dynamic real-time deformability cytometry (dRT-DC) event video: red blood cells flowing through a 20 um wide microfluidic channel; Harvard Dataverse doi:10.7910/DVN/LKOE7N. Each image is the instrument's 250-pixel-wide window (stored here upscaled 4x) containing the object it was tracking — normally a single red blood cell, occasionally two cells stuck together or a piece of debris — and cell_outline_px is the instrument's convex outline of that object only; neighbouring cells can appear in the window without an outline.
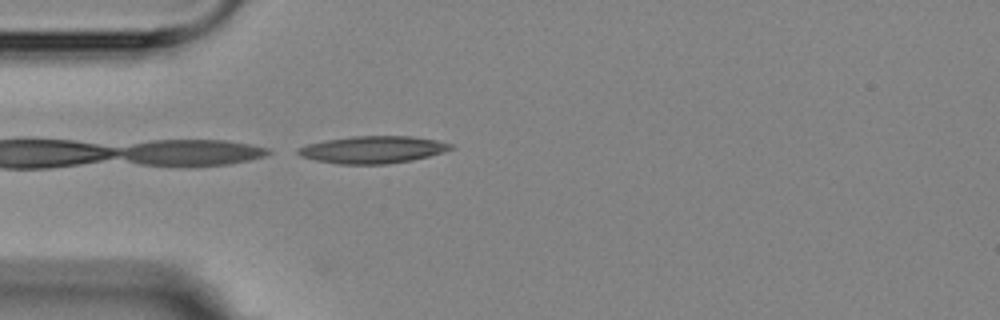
{"species": "Egyptian fruit bat (a non-hibernating species)", "species_latin": "Rousettus aegyptiacus", "temperature_condition": "room temperature", "stored_images_in_passage": 1, "camera_frame_rate_fps": 3000, "um_per_image_px": 0.085, "animal": {"sex": "female"}, "frame": {"image": 1, "passage_image": 1, "time_ms": 0.0, "image_size_px": [1000, 320], "cell_outline_px": [[456, 148], [444, 152], [412, 160], [384, 164], [336, 164], [316, 160], [300, 156], [296, 152], [300, 148], [308, 144], [328, 140], [352, 136], [412, 136], [436, 140], [452, 144]], "centroid_in_image_um": [31.73, 12.72], "position_along_channel_um": 53.3, "area_um2": 24.1}}